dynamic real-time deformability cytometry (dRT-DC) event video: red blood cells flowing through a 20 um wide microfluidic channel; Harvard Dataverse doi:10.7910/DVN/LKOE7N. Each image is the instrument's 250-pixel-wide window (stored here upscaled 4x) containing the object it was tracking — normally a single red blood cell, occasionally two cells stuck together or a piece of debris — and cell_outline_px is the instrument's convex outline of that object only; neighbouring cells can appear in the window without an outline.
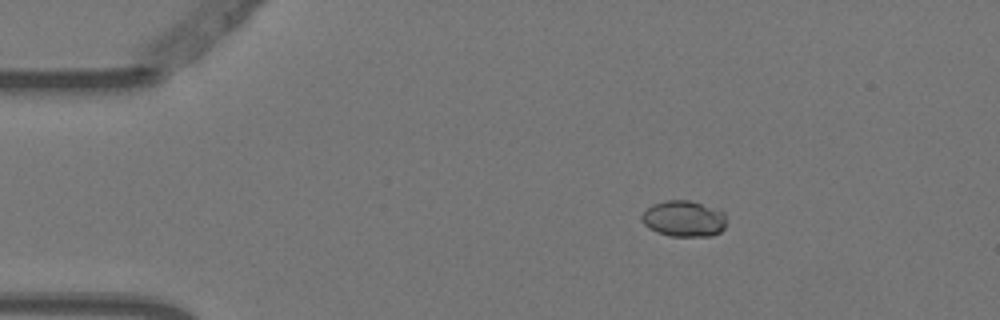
{"species": "Egyptian fruit bat (a non-hibernating species)", "species_latin": "Rousettus aegyptiacus", "temperature_condition": "warm", "stored_images_in_passage": 5, "camera_frame_rate_fps": 3000, "um_per_image_px": 0.085, "animal": {"sex": "female"}, "frame": {"image": 1, "passage_image": 3, "time_ms": 0.667, "image_size_px": [1000, 320], "cell_outline_px": [[728, 220], [724, 228], [720, 232], [712, 236], [668, 236], [656, 232], [648, 228], [640, 220], [640, 216], [652, 204], [664, 200], [688, 200], [720, 208], [724, 212]], "centroid_in_image_um": [58.16, 18.58], "position_along_channel_um": 26.8, "area_um2": 18.32}}